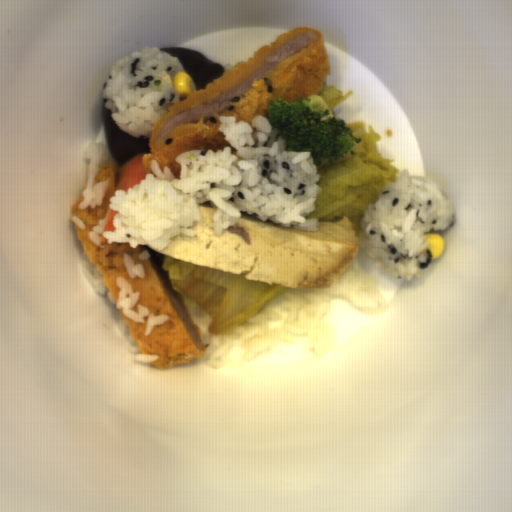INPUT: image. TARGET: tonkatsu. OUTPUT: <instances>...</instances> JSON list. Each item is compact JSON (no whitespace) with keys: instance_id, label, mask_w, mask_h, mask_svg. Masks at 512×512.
Returning a JSON list of instances; mask_svg holds the SVG:
<instances>
[{"instance_id":"tonkatsu-1","label":"tonkatsu","mask_w":512,"mask_h":512,"mask_svg":"<svg viewBox=\"0 0 512 512\" xmlns=\"http://www.w3.org/2000/svg\"><path fill=\"white\" fill-rule=\"evenodd\" d=\"M329 74L328 47L316 27L298 26L254 50L211 83L195 89L169 107L154 123L149 152L142 156L145 172L169 167L178 178L176 158L186 150H218L230 146L219 130V116L251 124L256 115L269 120L272 99L295 102L318 96Z\"/></svg>"},{"instance_id":"tonkatsu-2","label":"tonkatsu","mask_w":512,"mask_h":512,"mask_svg":"<svg viewBox=\"0 0 512 512\" xmlns=\"http://www.w3.org/2000/svg\"><path fill=\"white\" fill-rule=\"evenodd\" d=\"M119 172L115 162L107 161L98 166L94 185L107 181L102 205L94 209L90 205L79 209L84 199L82 194L72 207L73 216L85 225V229H81L72 221L83 251L89 263L95 265L99 275H102L105 288L116 301L120 290L117 280L123 278L131 284L132 291L139 292V301L131 308L133 311L138 313V305L141 304L148 308L150 314L169 316L162 325H155L150 335H145L146 324L133 322L119 309L139 354L158 355L157 360L149 362L151 365L162 370L204 358L207 348L185 298L173 289L167 276L150 257L138 258L142 251L147 250L145 245L138 244L136 248H131L122 242L108 244V240L102 237L100 243L104 247L99 248L88 238L89 232L106 217L109 200L117 191ZM125 253L133 258L134 263H142L145 278L133 279L129 276L123 263Z\"/></svg>"}]
</instances>
